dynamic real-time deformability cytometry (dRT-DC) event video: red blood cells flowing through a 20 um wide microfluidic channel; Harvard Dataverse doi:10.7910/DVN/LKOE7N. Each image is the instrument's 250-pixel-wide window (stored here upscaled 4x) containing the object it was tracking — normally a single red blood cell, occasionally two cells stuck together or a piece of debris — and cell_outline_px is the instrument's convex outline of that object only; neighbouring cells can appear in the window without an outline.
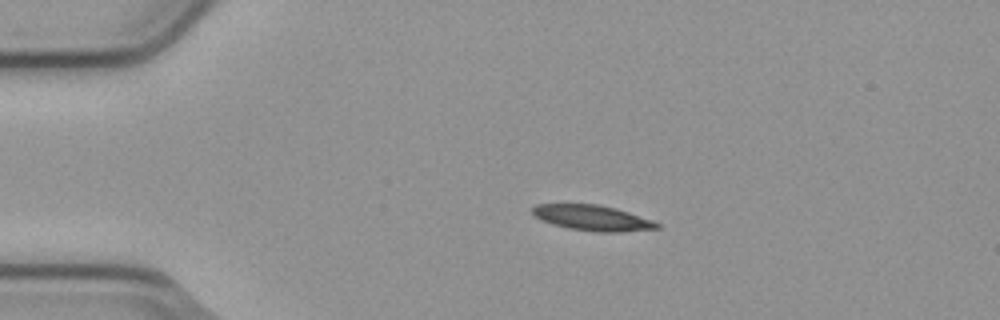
{"species": "common noctule bat (a hibernating species)", "species_latin": "Nyctalus noctula", "temperature_condition": "cold", "stored_images_in_passage": 5, "camera_frame_rate_fps": 3000, "um_per_image_px": 0.085, "animal": {"sex": "male", "body_mass_g": 23.1, "forearm_length_mm": 52.7}, "frame": {"image": 1, "passage_image": 3, "time_ms": 0.667, "image_size_px": [1000, 320], "cell_outline_px": [[660, 228], [620, 232], [596, 232], [568, 228], [544, 220], [536, 216], [532, 212], [532, 208], [536, 204], [596, 204], [616, 208], [652, 220], [660, 224]], "centroid_in_image_um": [50.4, 18.52], "position_along_channel_um": 34.6, "area_um2": 18.21}}
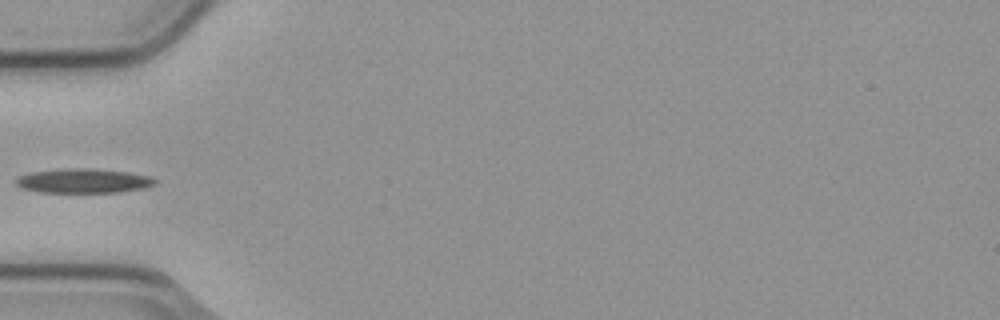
{"frame": {"image": 2, "passage_image": 5, "time_ms": 1.333, "image_size_px": [1000, 320], "cell_outline_px": [[156, 184], [144, 188], [120, 192], [36, 192], [20, 188], [16, 184], [16, 180], [20, 176], [32, 172], [68, 168], [88, 168], [128, 172], [148, 176], [156, 180]], "centroid_in_image_um": [7.08, 15.38], "position_along_channel_um": 77.9, "area_um2": 19.65}}